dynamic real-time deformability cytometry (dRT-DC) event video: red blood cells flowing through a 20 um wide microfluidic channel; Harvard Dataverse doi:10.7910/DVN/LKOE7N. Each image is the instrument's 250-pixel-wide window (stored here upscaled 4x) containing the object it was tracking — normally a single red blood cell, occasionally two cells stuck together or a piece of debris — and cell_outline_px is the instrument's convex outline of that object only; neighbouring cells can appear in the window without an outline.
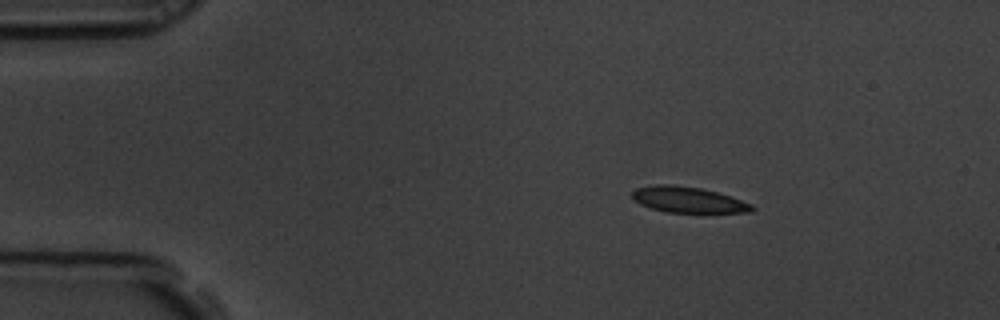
{"species": "common noctule bat (a hibernating species)", "species_latin": "Nyctalus noctula", "temperature_condition": "room temperature", "stored_images_in_passage": 4, "camera_frame_rate_fps": 3000, "um_per_image_px": 0.085, "animal": {"sex": "male", "body_mass_g": 19.5, "forearm_length_mm": 54.6}, "frame": {"image": 1, "passage_image": 2, "time_ms": 0.333, "image_size_px": [1000, 320], "cell_outline_px": [[756, 208], [752, 212], [668, 212], [652, 208], [640, 204], [632, 200], [632, 192], [636, 188], [656, 184], [668, 184], [700, 188], [716, 192], [752, 204]], "centroid_in_image_um": [58.45, 16.97], "position_along_channel_um": 26.5, "area_um2": 17.8}}